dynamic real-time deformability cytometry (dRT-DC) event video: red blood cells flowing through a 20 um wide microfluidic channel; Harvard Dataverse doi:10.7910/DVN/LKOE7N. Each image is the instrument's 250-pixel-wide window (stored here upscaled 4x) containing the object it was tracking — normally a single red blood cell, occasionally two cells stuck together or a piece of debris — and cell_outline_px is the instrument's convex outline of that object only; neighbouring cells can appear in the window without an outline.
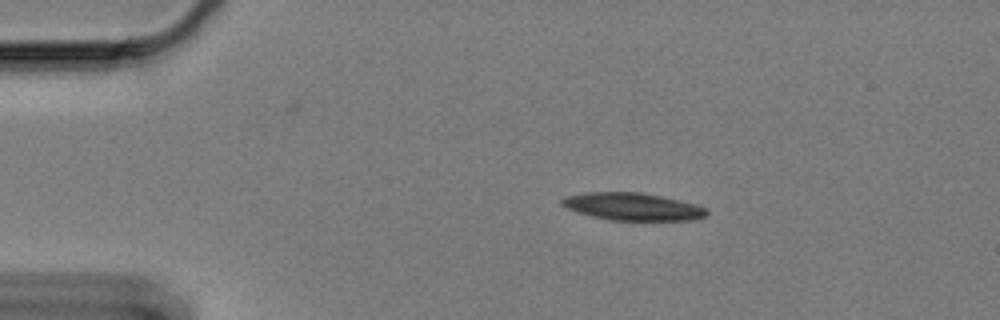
{"species": "Egyptian fruit bat (a non-hibernating species)", "species_latin": "Rousettus aegyptiacus", "temperature_condition": "cold", "stored_images_in_passage": 51, "camera_frame_rate_fps": 3000, "um_per_image_px": 0.085, "animal": {"sex": "female"}, "frame": {"image": 1, "passage_image": 1, "time_ms": 0.0, "image_size_px": [1000, 320], "cell_outline_px": [[708, 212], [704, 216], [692, 220], [608, 220], [592, 216], [568, 208], [560, 204], [560, 200], [564, 196], [588, 192], [640, 192], [680, 200], [696, 204], [708, 208]], "centroid_in_image_um": [53.78, 17.55], "position_along_channel_um": 31.2, "area_um2": 23.12}}
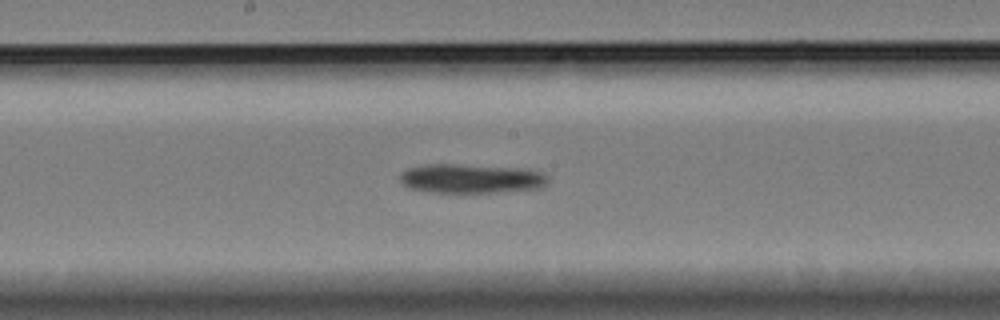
{"frame": {"image": 2, "passage_image": 22, "time_ms": 7.0, "image_size_px": [1000, 320], "cell_outline_px": [[548, 184], [540, 188], [492, 192], [428, 192], [412, 188], [404, 184], [400, 180], [400, 172], [408, 168], [424, 164], [456, 164], [528, 168], [540, 172], [548, 176]], "centroid_in_image_um": [40.06, 15.16], "position_along_channel_um": 208.1, "area_um2": 25.32}}
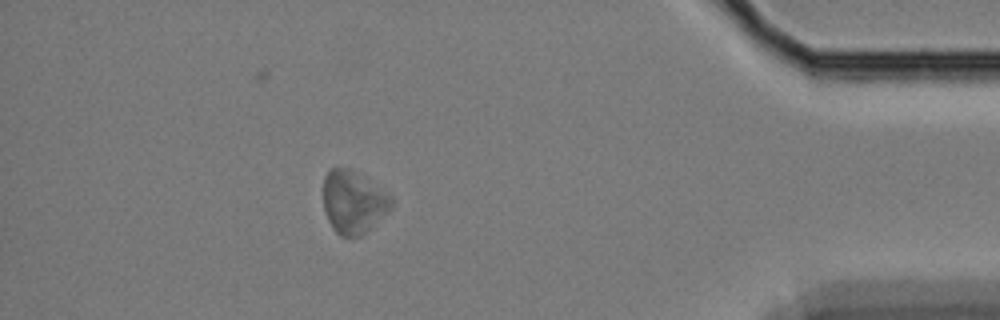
{"frame": {"image": 3, "passage_image": 44, "time_ms": 14.333, "image_size_px": [1000, 320], "cell_outline_px": [[396, 200], [392, 208], [360, 236], [340, 236], [332, 228], [324, 212], [324, 176], [332, 168], [352, 168], [360, 172], [392, 196]], "centroid_in_image_um": [30.06, 17.14], "position_along_channel_um": 405.1, "area_um2": 25.14}, "authors_computed_cell_mechanics": {"area_um2": 24.6806, "velocity_mm_per_s": 3.2755, "shape_relaxation_time_tau1_ms": 0.9017, "shape_relaxation_time_tau2_ms": null, "deformation_change_tau1": 0.0604, "deformation_change_tau2": null}}